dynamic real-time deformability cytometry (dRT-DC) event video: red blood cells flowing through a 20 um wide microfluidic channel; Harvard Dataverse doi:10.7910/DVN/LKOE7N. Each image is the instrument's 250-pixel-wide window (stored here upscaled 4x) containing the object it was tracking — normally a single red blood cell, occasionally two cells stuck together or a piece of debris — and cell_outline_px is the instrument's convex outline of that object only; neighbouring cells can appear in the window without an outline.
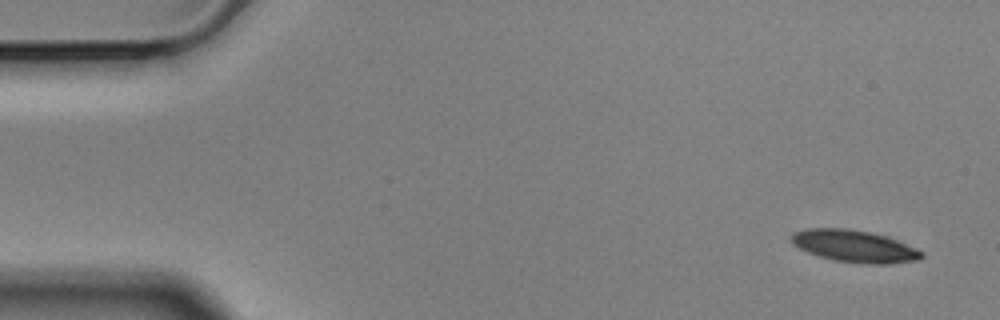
{"species": "Egyptian fruit bat (a non-hibernating species)", "species_latin": "Rousettus aegyptiacus", "temperature_condition": "cold", "stored_images_in_passage": 6, "camera_frame_rate_fps": 3000, "um_per_image_px": 0.085, "animal": {"sex": "male"}, "frame": {"image": 1, "passage_image": 1, "time_ms": 0.0, "image_size_px": [1000, 320], "cell_outline_px": [[924, 256], [920, 260], [888, 264], [868, 264], [836, 260], [820, 256], [808, 252], [792, 244], [788, 240], [792, 232], [808, 228], [848, 228], [868, 232], [884, 236], [896, 240], [916, 248], [924, 252]], "centroid_in_image_um": [72.61, 20.92], "position_along_channel_um": 12.4, "area_um2": 24.33}}
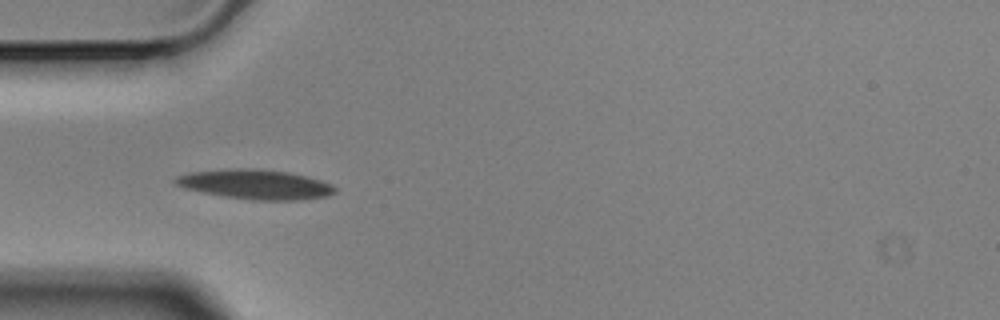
{"frame": {"image": 2, "passage_image": 5, "time_ms": 1.333, "image_size_px": [1000, 320], "cell_outline_px": [[336, 192], [328, 196], [300, 200], [252, 200], [224, 196], [184, 188], [176, 184], [172, 180], [176, 176], [188, 172], [224, 168], [256, 168], [288, 172], [320, 180], [332, 184], [336, 188]], "centroid_in_image_um": [21.69, 15.66], "position_along_channel_um": 63.3, "area_um2": 27.74}}
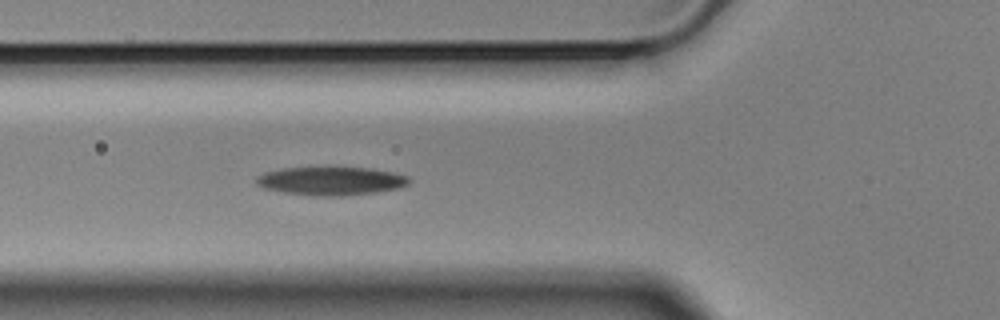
{"frame": {"image": 3, "passage_image": 6, "time_ms": 1.667, "image_size_px": [1000, 320], "cell_outline_px": [[412, 180], [408, 184], [400, 188], [376, 192], [340, 196], [320, 196], [284, 192], [264, 188], [256, 184], [256, 176], [264, 172], [280, 168], [328, 164], [332, 164], [372, 168], [392, 172], [408, 176]], "centroid_in_image_um": [28.13, 15.32], "position_along_channel_um": 97.7, "area_um2": 26.59}}